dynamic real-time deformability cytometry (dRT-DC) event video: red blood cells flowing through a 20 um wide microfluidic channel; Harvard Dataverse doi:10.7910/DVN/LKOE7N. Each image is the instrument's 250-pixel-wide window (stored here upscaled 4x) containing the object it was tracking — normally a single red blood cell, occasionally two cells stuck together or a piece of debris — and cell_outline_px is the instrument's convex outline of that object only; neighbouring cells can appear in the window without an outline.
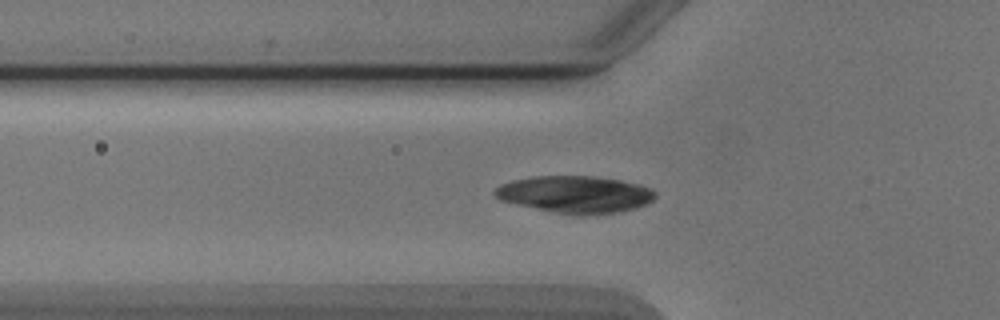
{"species": "Egyptian fruit bat (a non-hibernating species)", "species_latin": "Rousettus aegyptiacus", "temperature_condition": "cold", "stored_images_in_passage": 48, "camera_frame_rate_fps": 3000, "um_per_image_px": 0.085, "animal": {"sex": "male"}, "frame": {"image": 1, "passage_image": 17, "time_ms": 5.333, "image_size_px": [1000, 320], "cell_outline_px": [[656, 196], [648, 204], [636, 208], [620, 212], [580, 216], [556, 212], [516, 204], [500, 200], [492, 192], [500, 184], [512, 180], [536, 176], [596, 176], [620, 180], [652, 188], [656, 192]], "centroid_in_image_um": [48.92, 16.52], "position_along_channel_um": 76.9, "area_um2": 34.74}}
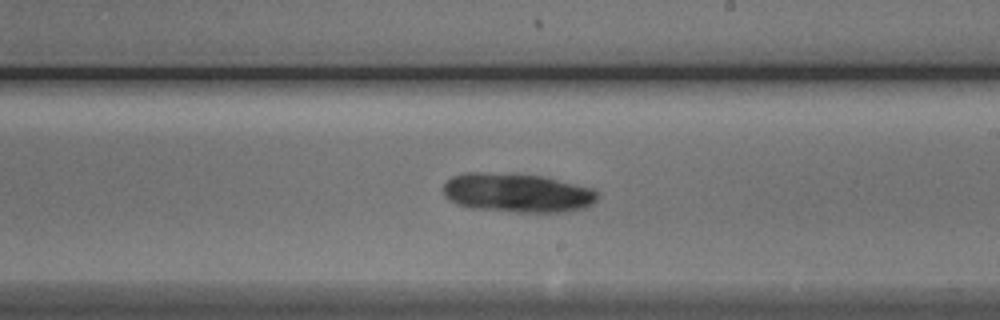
{"frame": {"image": 2, "passage_image": 30, "time_ms": 9.667, "image_size_px": [1000, 320], "cell_outline_px": [[596, 200], [592, 204], [584, 208], [568, 212], [516, 212], [472, 208], [456, 204], [448, 200], [444, 196], [444, 184], [452, 176], [464, 172], [480, 172], [544, 176], [592, 188], [596, 192]], "centroid_in_image_um": [43.94, 16.4], "position_along_channel_um": 245.1, "area_um2": 35.2}}
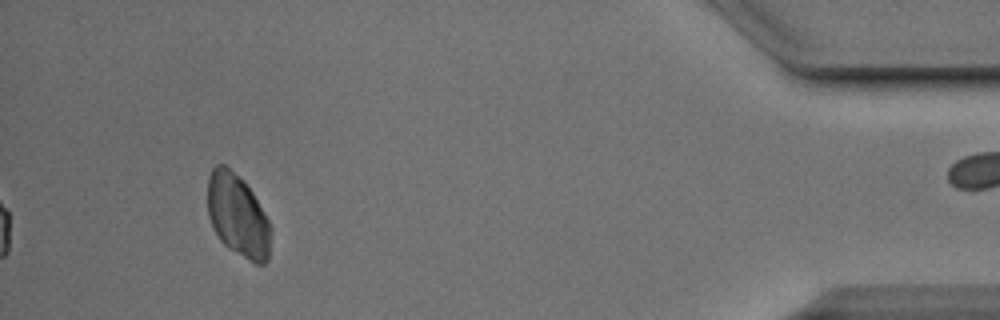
{"frame": {"image": 3, "passage_image": 48, "time_ms": 15.667, "image_size_px": [1000, 320], "cell_outline_px": [[272, 232], [268, 260], [264, 264], [256, 264], [248, 260], [228, 248], [220, 240], [208, 216], [208, 176], [212, 168], [216, 164], [224, 164], [252, 192], [268, 220], [272, 228]], "centroid_in_image_um": [20.22, 18.37], "position_along_channel_um": 415.0, "area_um2": 30.11}}